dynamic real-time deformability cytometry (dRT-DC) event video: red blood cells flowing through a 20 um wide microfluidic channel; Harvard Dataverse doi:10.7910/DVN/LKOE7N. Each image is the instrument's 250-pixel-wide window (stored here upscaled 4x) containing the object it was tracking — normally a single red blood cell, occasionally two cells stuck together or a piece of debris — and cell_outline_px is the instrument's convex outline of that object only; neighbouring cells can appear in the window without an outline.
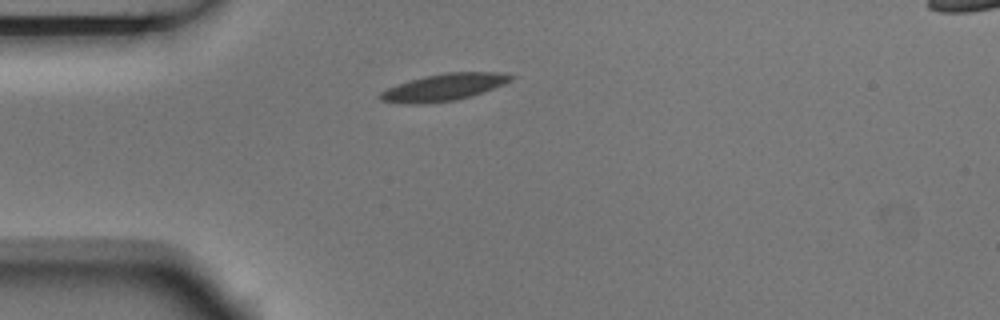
{"species": "Egyptian fruit bat (a non-hibernating species)", "species_latin": "Rousettus aegyptiacus", "temperature_condition": "room temperature", "stored_images_in_passage": 1, "camera_frame_rate_fps": 3000, "um_per_image_px": 0.085, "animal": {"sex": "male"}, "frame": {"image": 1, "passage_image": 1, "time_ms": 0.0, "image_size_px": [1000, 320], "cell_outline_px": [[516, 76], [512, 80], [504, 84], [472, 96], [456, 100], [420, 104], [408, 104], [380, 100], [376, 96], [380, 92], [396, 84], [424, 76], [444, 72], [504, 72]], "centroid_in_image_um": [37.73, 7.41], "position_along_channel_um": 47.3, "area_um2": 20.75}}